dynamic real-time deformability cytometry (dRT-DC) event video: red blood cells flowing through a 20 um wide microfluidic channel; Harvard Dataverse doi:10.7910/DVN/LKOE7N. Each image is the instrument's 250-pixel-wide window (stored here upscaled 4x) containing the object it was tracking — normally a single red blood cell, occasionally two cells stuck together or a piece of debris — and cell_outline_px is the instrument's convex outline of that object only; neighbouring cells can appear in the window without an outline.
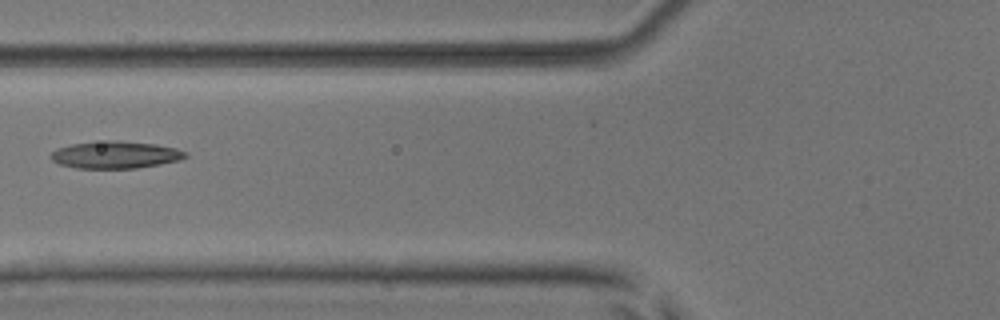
{"species": "common noctule bat (a hibernating species)", "species_latin": "Nyctalus noctula", "temperature_condition": "room temperature", "stored_images_in_passage": 7, "camera_frame_rate_fps": 3000, "um_per_image_px": 0.085, "animal": {"sex": "male", "body_mass_g": 17.9, "forearm_length_mm": 54.2}, "frame": {"image": 1, "passage_image": 7, "time_ms": 6.667, "image_size_px": [1000, 320], "cell_outline_px": [[188, 156], [180, 160], [160, 164], [136, 168], [76, 168], [60, 164], [52, 160], [48, 156], [56, 148], [72, 144], [108, 140], [116, 140], [156, 144], [176, 148], [188, 152]], "centroid_in_image_um": [9.82, 13.15], "position_along_channel_um": 116.0, "area_um2": 21.44}}